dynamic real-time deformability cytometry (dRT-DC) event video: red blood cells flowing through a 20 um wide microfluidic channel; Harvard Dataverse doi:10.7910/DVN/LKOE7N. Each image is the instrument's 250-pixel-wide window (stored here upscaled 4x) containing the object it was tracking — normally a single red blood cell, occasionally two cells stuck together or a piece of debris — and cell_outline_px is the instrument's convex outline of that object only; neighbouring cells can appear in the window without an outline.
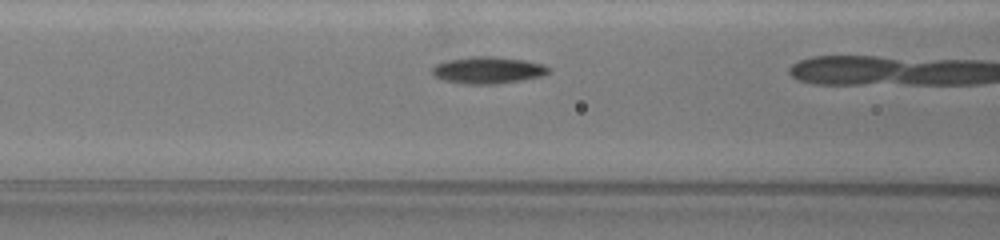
{"species": "common noctule bat (a hibernating species)", "species_latin": "Nyctalus noctula", "temperature_condition": "warm", "stored_images_in_passage": 10, "camera_frame_rate_fps": 3000, "um_per_image_px": 0.085, "animal": {"sex": "female", "body_mass_g": 19.5, "forearm_length_mm": 54.1}, "frame": {"image": 1, "passage_image": 9, "time_ms": 2.667, "image_size_px": [1000, 240], "cell_outline_px": [[548, 72], [540, 76], [520, 80], [492, 84], [464, 84], [444, 80], [436, 76], [432, 72], [432, 68], [436, 64], [444, 60], [472, 56], [492, 56], [524, 60], [544, 64], [548, 68]], "centroid_in_image_um": [41.42, 5.95], "position_along_channel_um": 125.2, "area_um2": 18.03}}